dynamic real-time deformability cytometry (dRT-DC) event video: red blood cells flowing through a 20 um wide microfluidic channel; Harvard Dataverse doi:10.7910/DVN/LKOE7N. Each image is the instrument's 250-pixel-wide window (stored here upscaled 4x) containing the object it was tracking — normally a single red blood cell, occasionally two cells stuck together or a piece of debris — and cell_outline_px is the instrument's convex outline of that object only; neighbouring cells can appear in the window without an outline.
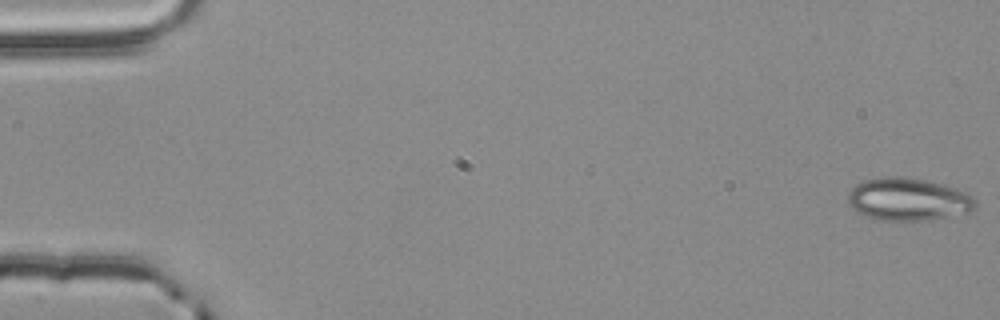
{"species": "common noctule bat (a hibernating species)", "species_latin": "Nyctalus noctula", "temperature_condition": "room temperature", "stored_images_in_passage": 55, "camera_frame_rate_fps": 3000, "um_per_image_px": 0.085, "animal": {"sex": "male", "body_mass_g": 20.4}, "frame": {"image": 1, "passage_image": 1, "time_ms": 0.0, "image_size_px": [1000, 320], "cell_outline_px": [[976, 208], [972, 212], [932, 220], [872, 220], [856, 212], [848, 204], [848, 192], [856, 184], [864, 180], [880, 176], [904, 176], [944, 184], [968, 192], [976, 200]], "centroid_in_image_um": [77.2, 16.95], "position_along_channel_um": 7.8, "area_um2": 32.43}}
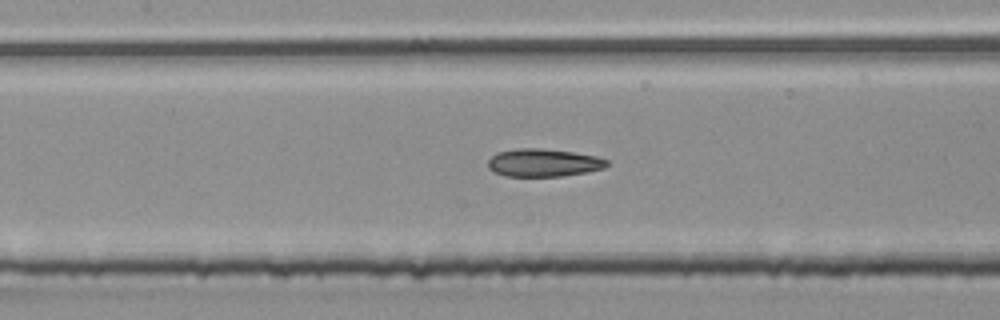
{"frame": {"image": 2, "passage_image": 26, "time_ms": 8.333, "image_size_px": [1000, 320], "cell_outline_px": [[608, 164], [604, 168], [588, 172], [564, 176], [504, 176], [492, 172], [488, 168], [488, 160], [496, 152], [516, 148], [540, 148], [572, 152], [596, 156], [608, 160]], "centroid_in_image_um": [46.16, 13.83], "position_along_channel_um": 161.2, "area_um2": 19.48}}
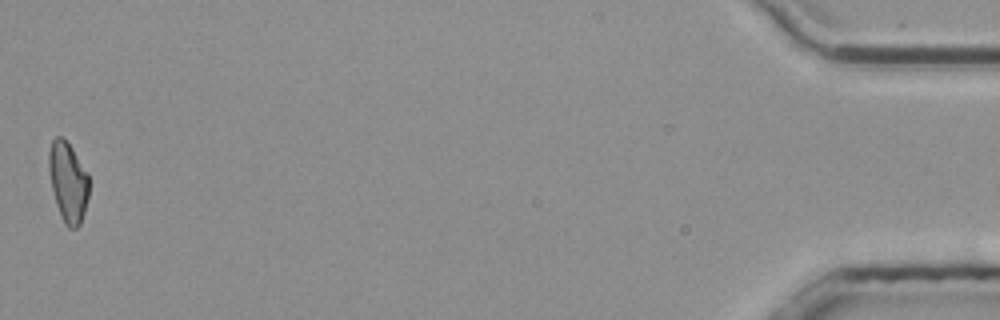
{"frame": {"image": 3, "passage_image": 55, "time_ms": 18.0, "image_size_px": [1000, 320], "cell_outline_px": [[88, 196], [84, 212], [80, 224], [76, 228], [68, 228], [64, 224], [56, 204], [52, 188], [48, 168], [48, 152], [52, 140], [56, 136], [64, 136], [88, 172]], "centroid_in_image_um": [5.77, 15.44], "position_along_channel_um": 429.4, "area_um2": 18.84}, "authors_computed_cell_mechanics": {"area_um2": 19.4786, "velocity_mm_per_s": 3.8216, "shape_relaxation_time_tau1_ms": null, "shape_relaxation_time_tau2_ms": 3.0302, "deformation_change_tau1": null, "deformation_change_tau2": 0.0978}}